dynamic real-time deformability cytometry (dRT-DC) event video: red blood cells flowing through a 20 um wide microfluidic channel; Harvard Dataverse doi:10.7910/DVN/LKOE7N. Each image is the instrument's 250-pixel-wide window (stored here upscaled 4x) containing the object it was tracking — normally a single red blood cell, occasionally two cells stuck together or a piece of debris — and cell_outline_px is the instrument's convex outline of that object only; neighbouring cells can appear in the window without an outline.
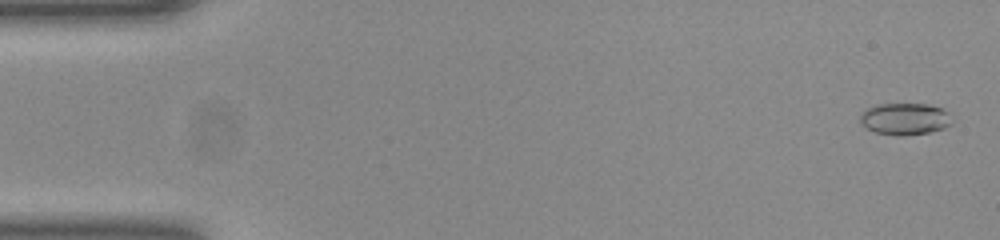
{"species": "common noctule bat (a hibernating species)", "species_latin": "Nyctalus noctula", "temperature_condition": "room temperature", "stored_images_in_passage": 14, "camera_frame_rate_fps": 3000, "um_per_image_px": 0.085, "animal": {"sex": "female", "body_mass_g": 23.0, "forearm_length_mm": 53.4}, "frame": {"image": 1, "passage_image": 2, "time_ms": 0.333, "image_size_px": [1000, 240], "cell_outline_px": [[952, 124], [944, 128], [932, 132], [904, 136], [896, 136], [876, 132], [868, 128], [860, 120], [860, 116], [868, 108], [876, 104], [928, 104], [940, 108], [948, 112], [952, 120]], "centroid_in_image_um": [76.96, 10.12], "position_along_channel_um": 8.0, "area_um2": 16.99}}